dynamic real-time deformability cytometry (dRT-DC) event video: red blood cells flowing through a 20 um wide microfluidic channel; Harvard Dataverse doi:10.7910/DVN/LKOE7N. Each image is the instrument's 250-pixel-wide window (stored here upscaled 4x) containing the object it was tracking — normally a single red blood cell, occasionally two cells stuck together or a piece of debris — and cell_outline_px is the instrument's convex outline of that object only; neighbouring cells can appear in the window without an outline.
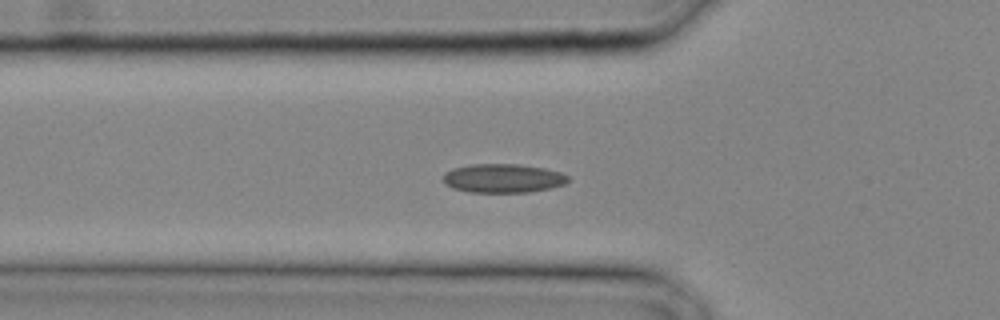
{"species": "common noctule bat (a hibernating species)", "species_latin": "Nyctalus noctula", "temperature_condition": "cold", "stored_images_in_passage": 23, "camera_frame_rate_fps": 3000, "um_per_image_px": 0.085, "animal": {"sex": "male", "body_mass_g": 20.4}, "frame": {"image": 1, "passage_image": 4, "time_ms": 1.0, "image_size_px": [1000, 320], "cell_outline_px": [[568, 180], [564, 184], [552, 188], [528, 192], [468, 192], [452, 188], [444, 184], [444, 172], [452, 168], [472, 164], [520, 164], [544, 168], [560, 172], [568, 176]], "centroid_in_image_um": [42.73, 15.15], "position_along_channel_um": 83.1, "area_um2": 21.1}}
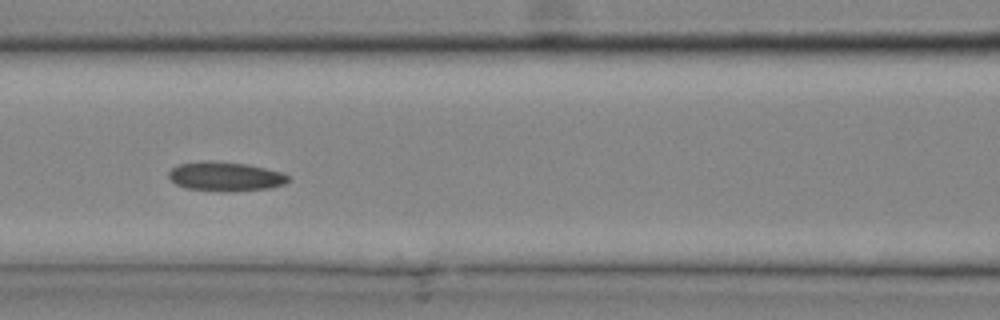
{"frame": {"image": 2, "passage_image": 7, "time_ms": 2.0, "image_size_px": [1000, 320], "cell_outline_px": [[288, 180], [284, 184], [268, 188], [188, 188], [176, 184], [168, 176], [168, 172], [172, 168], [180, 164], [208, 160], [212, 160], [248, 164], [284, 172], [288, 176]], "centroid_in_image_um": [19.16, 14.92], "position_along_channel_um": 147.4, "area_um2": 19.19}}